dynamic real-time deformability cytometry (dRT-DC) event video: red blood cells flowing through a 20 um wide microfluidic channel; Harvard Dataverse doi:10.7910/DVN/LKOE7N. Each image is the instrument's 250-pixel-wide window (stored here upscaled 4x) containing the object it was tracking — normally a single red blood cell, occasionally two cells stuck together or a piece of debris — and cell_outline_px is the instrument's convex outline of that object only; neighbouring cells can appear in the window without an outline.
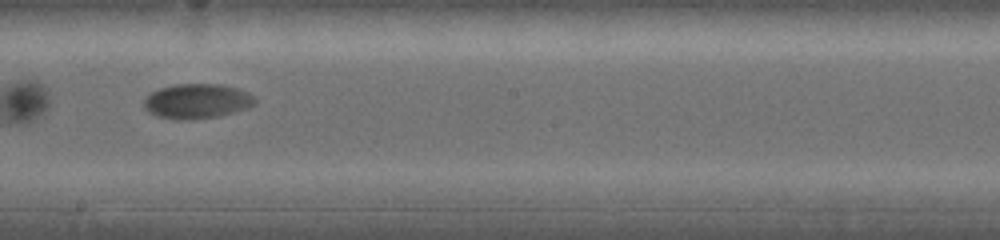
{"species": "common noctule bat (a hibernating species)", "species_latin": "Nyctalus noctula", "temperature_condition": "warm", "stored_images_in_passage": 26, "camera_frame_rate_fps": 5000, "um_per_image_px": 0.085, "animal": {"sex": "female", "body_mass_g": 19.0, "forearm_length_mm": 53.3}, "frame": {"image": 1, "passage_image": 12, "time_ms": 4.6, "image_size_px": [1000, 240], "cell_outline_px": [[256, 104], [248, 108], [220, 116], [156, 116], [148, 112], [144, 108], [144, 100], [152, 92], [160, 88], [176, 84], [220, 84], [240, 88], [248, 92], [256, 100]], "centroid_in_image_um": [16.81, 8.54], "position_along_channel_um": 231.4, "area_um2": 21.62}}
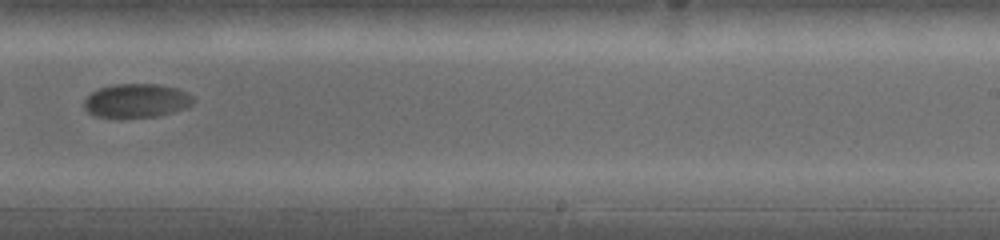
{"frame": {"image": 2, "passage_image": 15, "time_ms": 5.8, "image_size_px": [1000, 240], "cell_outline_px": [[196, 100], [188, 108], [160, 116], [96, 116], [88, 112], [84, 108], [84, 100], [92, 92], [100, 88], [112, 84], [156, 84], [176, 88], [192, 96]], "centroid_in_image_um": [11.63, 8.54], "position_along_channel_um": 277.4, "area_um2": 21.27}}